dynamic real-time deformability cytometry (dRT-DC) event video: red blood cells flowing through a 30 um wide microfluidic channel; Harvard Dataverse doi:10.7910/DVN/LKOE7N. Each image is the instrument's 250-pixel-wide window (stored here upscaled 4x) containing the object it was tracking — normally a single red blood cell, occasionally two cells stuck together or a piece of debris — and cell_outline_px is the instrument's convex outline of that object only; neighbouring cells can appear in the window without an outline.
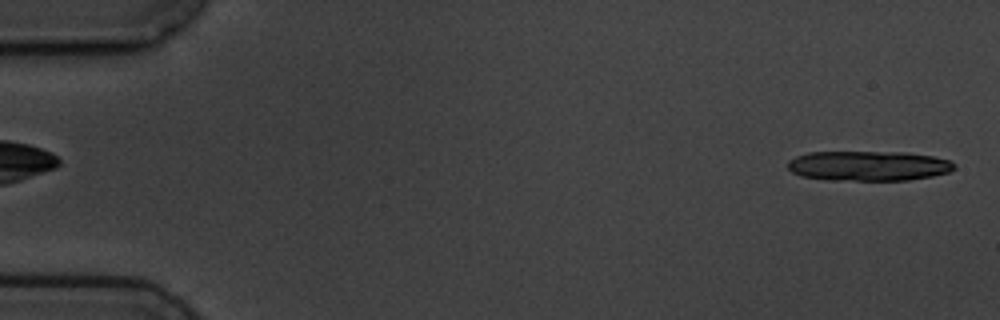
{"species": "common noctule bat (a hibernating species)", "species_latin": "Nyctalus noctula", "temperature_condition": "cold", "stored_images_in_passage": 5, "camera_frame_rate_fps": 3000, "um_per_image_px": 0.085, "animal": {"sex": "male", "body_mass_g": 19.5, "forearm_length_mm": 54.6}, "frame": {"image": 1, "passage_image": 5, "time_ms": 5.667, "image_size_px": [1000, 320], "cell_outline_px": [[956, 168], [948, 172], [932, 176], [908, 180], [828, 180], [800, 176], [792, 172], [788, 168], [788, 160], [796, 156], [808, 152], [908, 152], [932, 156], [952, 160], [956, 164]], "centroid_in_image_um": [73.83, 14.09], "position_along_channel_um": 11.2, "area_um2": 29.3}}